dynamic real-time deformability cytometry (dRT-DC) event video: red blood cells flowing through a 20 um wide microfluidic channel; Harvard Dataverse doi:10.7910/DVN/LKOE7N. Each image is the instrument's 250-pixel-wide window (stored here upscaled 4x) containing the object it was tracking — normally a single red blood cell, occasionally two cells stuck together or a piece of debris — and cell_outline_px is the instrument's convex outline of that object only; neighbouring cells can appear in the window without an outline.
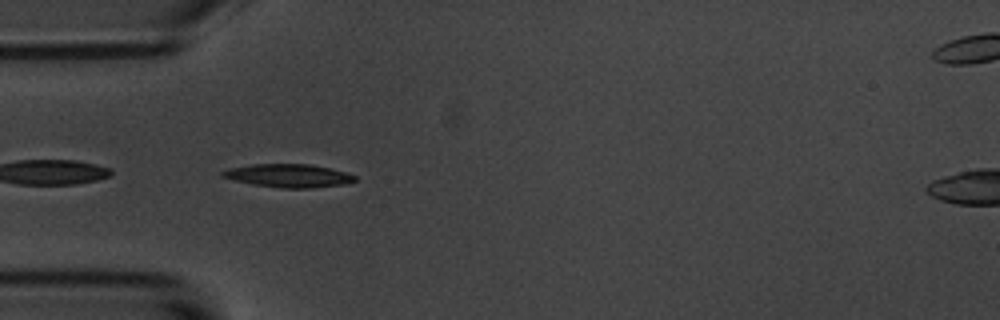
{"species": "common noctule bat (a hibernating species)", "species_latin": "Nyctalus noctula", "temperature_condition": "room temperature", "stored_images_in_passage": 16, "camera_frame_rate_fps": 3000, "um_per_image_px": 0.085, "animal": {"sex": "male", "body_mass_g": 20.1, "forearm_length_mm": 53.5}, "frame": {"image": 1, "passage_image": 1, "time_ms": 0.0, "image_size_px": [1000, 320], "cell_outline_px": [[356, 180], [344, 184], [308, 188], [284, 188], [252, 184], [220, 176], [220, 172], [228, 168], [252, 164], [312, 164], [344, 172], [356, 176]], "centroid_in_image_um": [24.49, 14.92], "position_along_channel_um": 60.5, "area_um2": 17.74}}
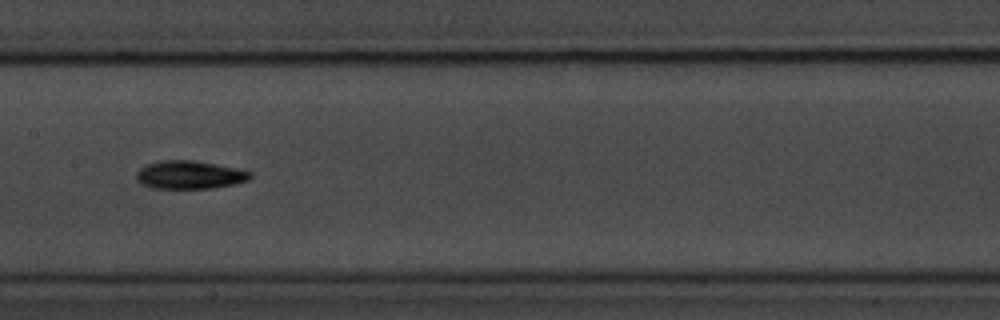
{"frame": {"image": 2, "passage_image": 12, "time_ms": 3.667, "image_size_px": [1000, 320], "cell_outline_px": [[252, 176], [248, 180], [236, 184], [212, 188], [152, 188], [140, 184], [136, 180], [136, 172], [140, 168], [148, 164], [164, 160], [196, 160], [236, 168], [252, 172]], "centroid_in_image_um": [16.11, 14.86], "position_along_channel_um": 191.3, "area_um2": 18.79}}